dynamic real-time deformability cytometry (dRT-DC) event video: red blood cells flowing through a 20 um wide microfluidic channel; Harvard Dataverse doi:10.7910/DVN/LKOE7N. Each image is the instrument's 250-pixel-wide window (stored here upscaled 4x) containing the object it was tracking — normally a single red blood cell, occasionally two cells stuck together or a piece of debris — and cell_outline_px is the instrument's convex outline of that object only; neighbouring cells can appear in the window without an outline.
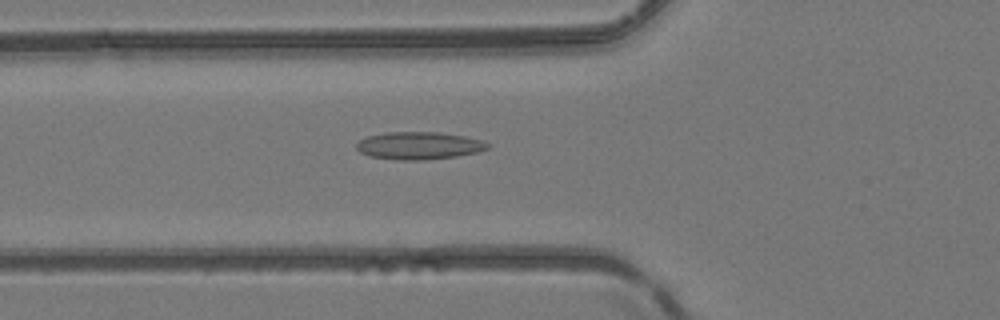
{"species": "common noctule bat (a hibernating species)", "species_latin": "Nyctalus noctula", "temperature_condition": "room temperature", "stored_images_in_passage": 51, "camera_frame_rate_fps": 3000, "um_per_image_px": 0.085, "animal": {"sex": "female", "body_mass_g": 24.6, "forearm_length_mm": 56.2}, "frame": {"image": 1, "passage_image": 19, "time_ms": 6.0, "image_size_px": [1000, 320], "cell_outline_px": [[488, 148], [480, 152], [456, 156], [420, 160], [396, 160], [368, 156], [360, 152], [356, 148], [356, 144], [360, 140], [368, 136], [388, 132], [440, 132], [464, 136], [484, 140], [488, 144]], "centroid_in_image_um": [35.61, 12.38], "position_along_channel_um": 90.2, "area_um2": 21.1}}
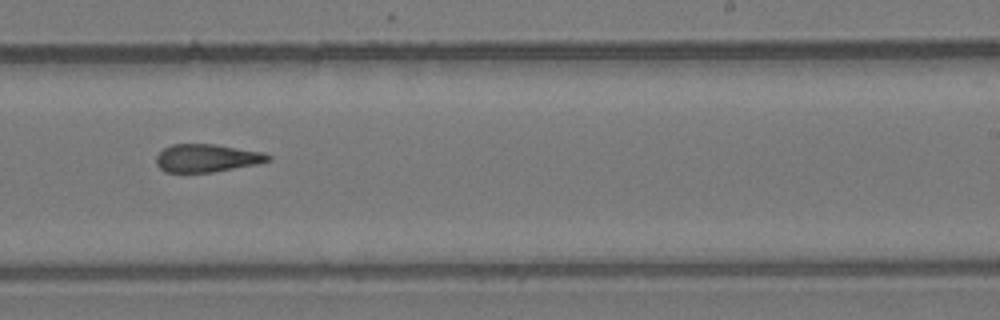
{"frame": {"image": 2, "passage_image": 32, "time_ms": 10.333, "image_size_px": [1000, 320], "cell_outline_px": [[272, 160], [256, 164], [212, 172], [164, 172], [156, 164], [156, 156], [164, 148], [172, 144], [216, 144], [264, 152], [272, 156]], "centroid_in_image_um": [17.59, 13.43], "position_along_channel_um": 271.4, "area_um2": 18.26}}
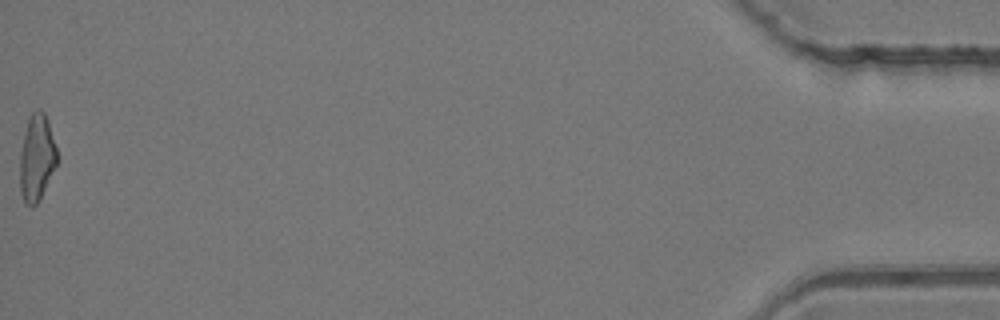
{"frame": {"image": 3, "passage_image": 51, "time_ms": 16.667, "image_size_px": [1000, 320], "cell_outline_px": [[60, 160], [40, 200], [32, 208], [24, 204], [20, 192], [20, 152], [24, 132], [28, 116], [36, 108], [40, 108], [44, 112], [48, 120]], "centroid_in_image_um": [3.14, 13.42], "position_along_channel_um": 432.1, "area_um2": 19.48}, "authors_computed_cell_mechanics": {"area_um2": 19.1318, "velocity_mm_per_s": 4.1713, "shape_relaxation_time_tau1_ms": null, "shape_relaxation_time_tau2_ms": 5.8227, "deformation_change_tau1": null, "deformation_change_tau2": 0.2008}}